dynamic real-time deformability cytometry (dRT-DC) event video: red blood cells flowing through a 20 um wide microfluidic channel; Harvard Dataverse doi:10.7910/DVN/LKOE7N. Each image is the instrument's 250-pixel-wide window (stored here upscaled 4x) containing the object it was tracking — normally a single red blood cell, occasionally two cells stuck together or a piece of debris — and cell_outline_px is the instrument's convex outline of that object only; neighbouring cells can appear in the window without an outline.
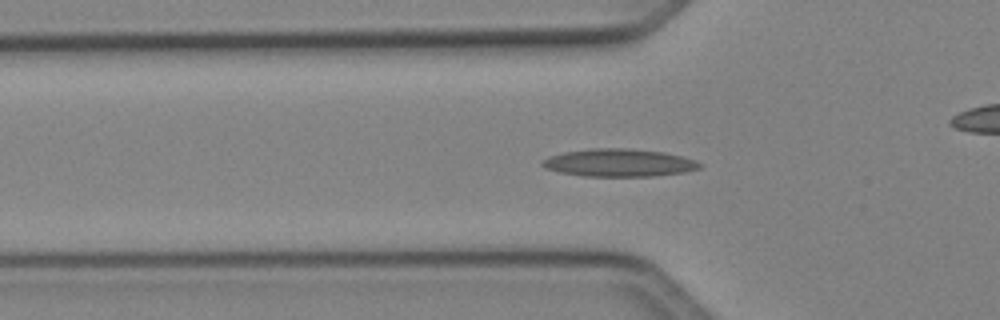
{"species": "Egyptian fruit bat (a non-hibernating species)", "species_latin": "Rousettus aegyptiacus", "temperature_condition": "cold", "stored_images_in_passage": 51, "camera_frame_rate_fps": 3000, "um_per_image_px": 0.085, "animal": {"sex": "female"}, "frame": {"image": 1, "passage_image": 17, "time_ms": 5.333, "image_size_px": [1000, 320], "cell_outline_px": [[704, 164], [700, 168], [684, 172], [652, 176], [584, 176], [560, 172], [544, 168], [540, 164], [540, 160], [548, 156], [564, 152], [588, 148], [632, 148], [664, 152], [696, 160]], "centroid_in_image_um": [52.59, 13.82], "position_along_channel_um": 73.2, "area_um2": 25.66}}
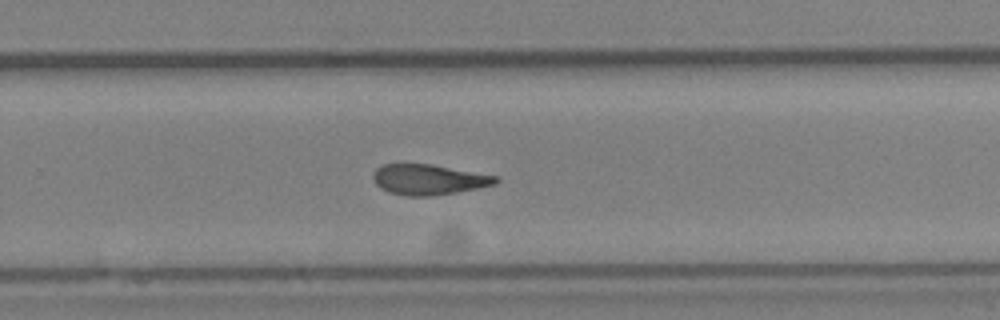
{"frame": {"image": 2, "passage_image": 33, "time_ms": 10.667, "image_size_px": [1000, 320], "cell_outline_px": [[500, 180], [496, 184], [456, 192], [428, 196], [408, 196], [388, 192], [380, 188], [372, 180], [372, 172], [376, 168], [384, 164], [432, 164], [500, 176]], "centroid_in_image_um": [36.43, 15.25], "position_along_channel_um": 293.4, "area_um2": 21.91}}
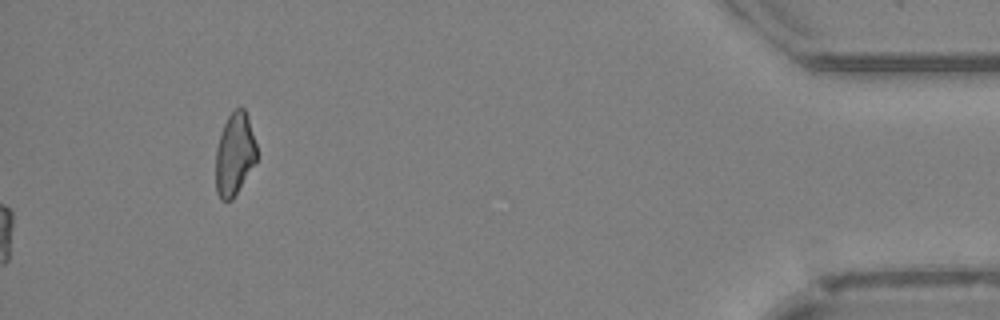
{"frame": {"image": 3, "passage_image": 51, "time_ms": 16.667, "image_size_px": [1000, 320], "cell_outline_px": [[256, 160], [232, 200], [220, 200], [216, 192], [216, 148], [220, 132], [228, 116], [236, 108], [244, 108], [248, 116], [256, 144]], "centroid_in_image_um": [19.92, 13.1], "position_along_channel_um": 415.3, "area_um2": 19.54}, "authors_computed_cell_mechanics": {"area_um2": 22.253, "velocity_mm_per_s": 4.1404, "shape_relaxation_time_tau1_ms": null, "shape_relaxation_time_tau2_ms": 3.3831, "deformation_change_tau1": null, "deformation_change_tau2": 0.128}}